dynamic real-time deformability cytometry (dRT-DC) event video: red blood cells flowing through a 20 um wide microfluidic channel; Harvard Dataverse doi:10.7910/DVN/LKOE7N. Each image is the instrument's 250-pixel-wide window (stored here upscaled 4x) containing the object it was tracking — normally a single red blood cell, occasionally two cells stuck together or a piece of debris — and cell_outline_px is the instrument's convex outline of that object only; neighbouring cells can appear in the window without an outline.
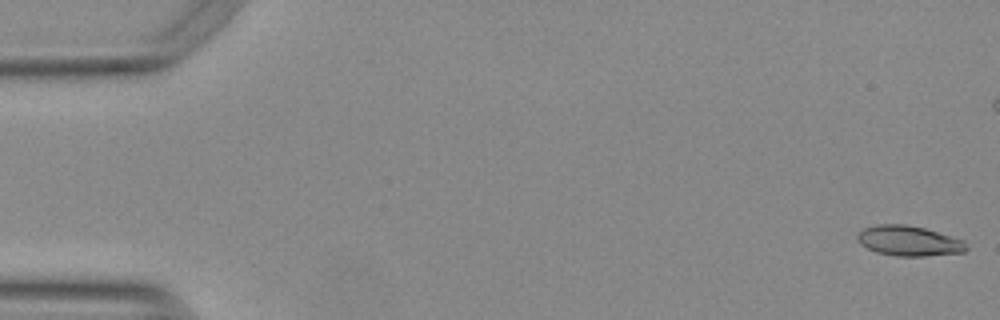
{"species": "Egyptian fruit bat (a non-hibernating species)", "species_latin": "Rousettus aegyptiacus", "temperature_condition": "warm", "stored_images_in_passage": 55, "camera_frame_rate_fps": 3000, "um_per_image_px": 0.085, "animal": {"sex": "female"}, "frame": {"image": 1, "passage_image": 1, "time_ms": 0.0, "image_size_px": [1000, 320], "cell_outline_px": [[968, 248], [964, 252], [924, 256], [896, 256], [876, 252], [860, 244], [856, 240], [856, 236], [864, 228], [880, 224], [904, 224], [924, 228], [964, 240]], "centroid_in_image_um": [77.24, 20.48], "position_along_channel_um": 7.8, "area_um2": 19.07}}
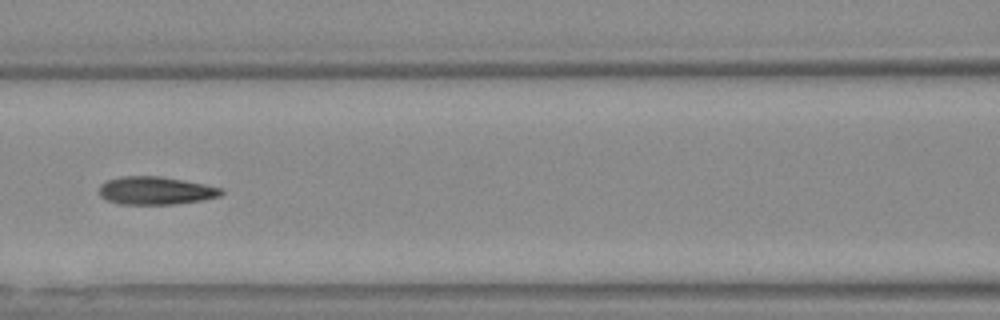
{"frame": {"image": 2, "passage_image": 24, "time_ms": 7.667, "image_size_px": [1000, 320], "cell_outline_px": [[224, 192], [220, 196], [204, 200], [176, 204], [120, 204], [108, 200], [100, 196], [100, 184], [108, 180], [120, 176], [160, 176], [204, 184], [220, 188]], "centroid_in_image_um": [13.23, 16.2], "position_along_channel_um": 153.4, "area_um2": 19.83}}
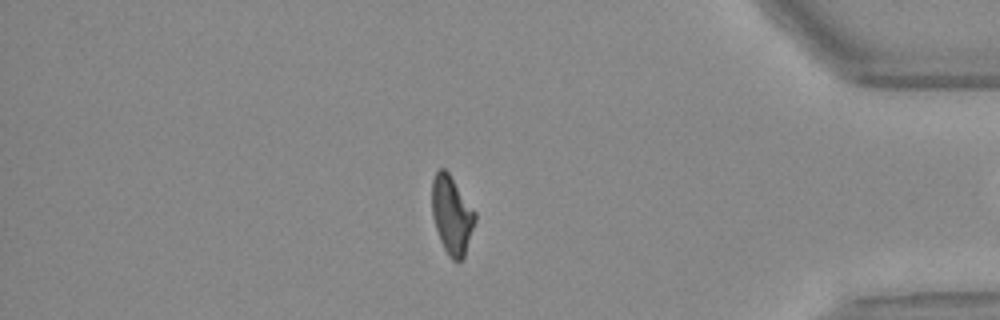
{"frame": {"image": 3, "passage_image": 46, "time_ms": 15.0, "image_size_px": [1000, 320], "cell_outline_px": [[476, 220], [464, 260], [452, 260], [448, 256], [440, 240], [432, 216], [432, 180], [436, 172], [440, 168], [444, 168], [448, 172], [476, 212]], "centroid_in_image_um": [38.41, 18.3], "position_along_channel_um": 396.8, "area_um2": 19.71}, "authors_computed_cell_mechanics": {"area_um2": 19.8254, "velocity_mm_per_s": 3.7835, "shape_relaxation_time_tau1_ms": 5.1821, "shape_relaxation_time_tau2_ms": 2.6801, "deformation_change_tau1": 0.1969, "deformation_change_tau2": 0.1059}}